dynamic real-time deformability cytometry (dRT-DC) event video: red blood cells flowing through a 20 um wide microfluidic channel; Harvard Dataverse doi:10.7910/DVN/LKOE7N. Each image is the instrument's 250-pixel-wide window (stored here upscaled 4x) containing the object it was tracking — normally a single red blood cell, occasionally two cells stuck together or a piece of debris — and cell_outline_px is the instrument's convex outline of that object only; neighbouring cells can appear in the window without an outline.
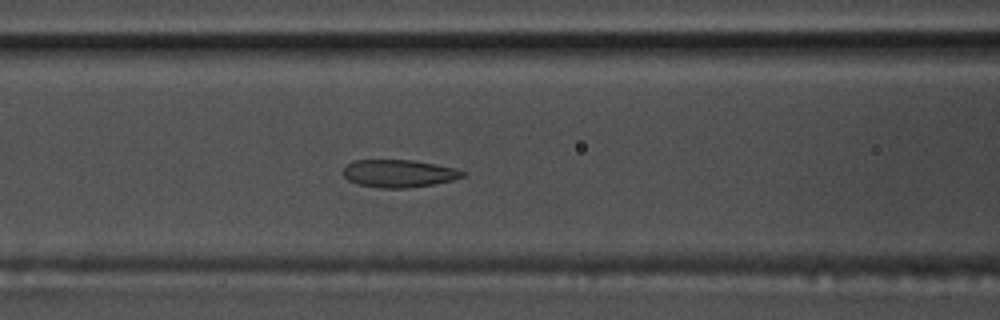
{"species": "common noctule bat (a hibernating species)", "species_latin": "Nyctalus noctula", "temperature_condition": "warm", "stored_images_in_passage": 47, "camera_frame_rate_fps": 3000, "um_per_image_px": 0.085, "animal": {"sex": "male", "body_mass_g": 17.5, "forearm_length_mm": 52.3}, "frame": {"image": 1, "passage_image": 14, "time_ms": 4.333, "image_size_px": [1000, 320], "cell_outline_px": [[468, 172], [464, 176], [452, 180], [436, 184], [408, 188], [380, 188], [360, 184], [348, 180], [340, 172], [352, 160], [412, 160], [456, 168]], "centroid_in_image_um": [33.91, 14.74], "position_along_channel_um": 132.7, "area_um2": 19.36}}
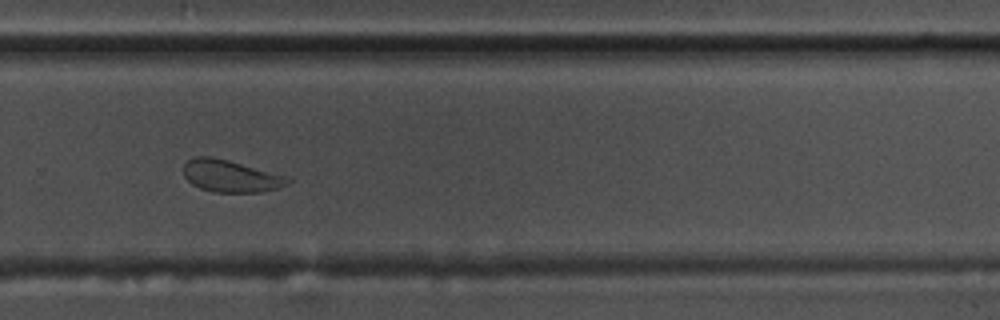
{"frame": {"image": 2, "passage_image": 29, "time_ms": 9.333, "image_size_px": [1000, 320], "cell_outline_px": [[292, 180], [288, 184], [276, 188], [260, 192], [212, 192], [200, 188], [192, 184], [184, 176], [184, 164], [188, 160], [196, 156], [212, 156], [292, 176]], "centroid_in_image_um": [19.66, 14.96], "position_along_channel_um": 310.1, "area_um2": 19.77}}
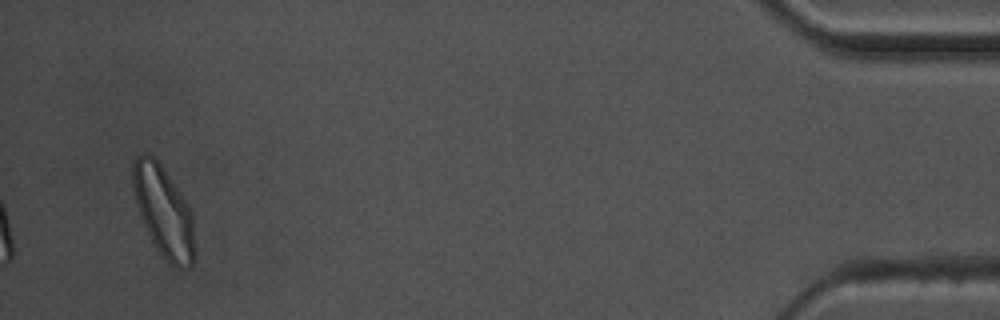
{"frame": {"image": 3, "passage_image": 45, "time_ms": 14.667, "image_size_px": [1000, 320], "cell_outline_px": [[196, 256], [192, 268], [176, 268], [168, 264], [156, 248], [144, 224], [136, 204], [132, 188], [132, 164], [136, 156], [144, 152], [156, 156], [164, 168], [184, 200], [192, 216], [196, 248]], "centroid_in_image_um": [13.91, 18.0], "position_along_channel_um": 421.3, "area_um2": 33.06}, "authors_computed_cell_mechanics": {"area_um2": 20.9814, "velocity_mm_per_s": 3.5635, "shape_relaxation_time_tau1_ms": 6.624, "shape_relaxation_time_tau2_ms": 1.5903, "deformation_change_tau1": 0.1299, "deformation_change_tau2": 0.0793}}